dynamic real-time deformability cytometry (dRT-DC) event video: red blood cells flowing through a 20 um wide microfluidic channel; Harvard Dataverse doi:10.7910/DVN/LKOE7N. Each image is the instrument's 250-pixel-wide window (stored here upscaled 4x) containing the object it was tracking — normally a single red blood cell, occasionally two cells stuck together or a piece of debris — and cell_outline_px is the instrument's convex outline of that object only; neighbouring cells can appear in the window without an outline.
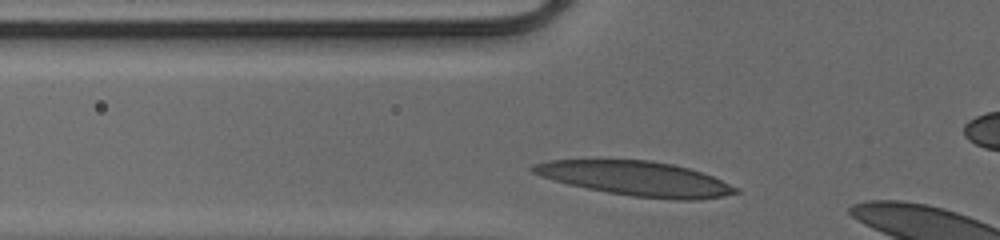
{"species": "human", "species_latin": "Homo sapiens", "temperature_condition": "cold", "stored_images_in_passage": 8, "camera_frame_rate_fps": 3000, "um_per_image_px": 0.085, "donor": {"sex": "male"}, "frame": {"image": 1, "passage_image": 5, "time_ms": 1.333, "image_size_px": [1000, 240], "cell_outline_px": [[740, 192], [724, 196], [696, 200], [676, 200], [632, 196], [608, 192], [568, 184], [552, 180], [540, 176], [532, 172], [532, 164], [548, 160], [648, 160], [672, 164], [688, 168], [712, 176], [740, 188]], "centroid_in_image_um": [54.08, 15.18], "position_along_channel_um": 71.7, "area_um2": 40.58}}